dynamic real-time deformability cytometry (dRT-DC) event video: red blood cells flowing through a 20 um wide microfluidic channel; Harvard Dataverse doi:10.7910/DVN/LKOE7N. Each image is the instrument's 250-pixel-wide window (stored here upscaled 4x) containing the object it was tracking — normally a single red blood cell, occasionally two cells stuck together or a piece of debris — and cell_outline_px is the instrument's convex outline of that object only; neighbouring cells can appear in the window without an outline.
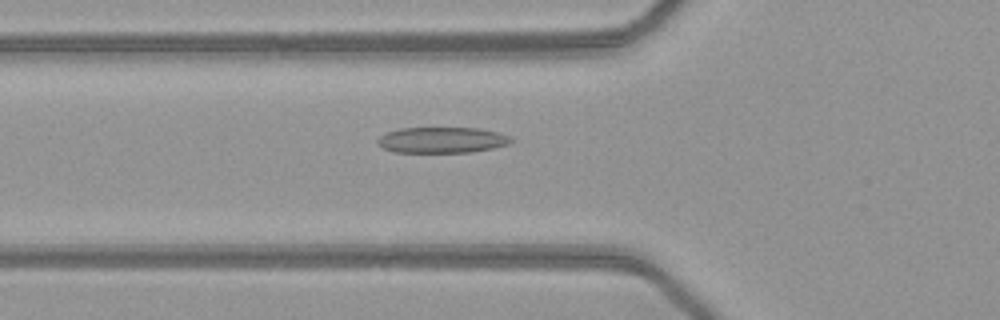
{"species": "common noctule bat (a hibernating species)", "species_latin": "Nyctalus noctula", "temperature_condition": "warm", "stored_images_in_passage": 40, "camera_frame_rate_fps": 3000, "um_per_image_px": 0.085, "animal": {"sex": "female", "body_mass_g": 21.9}, "frame": {"image": 1, "passage_image": 10, "time_ms": 3.0, "image_size_px": [1000, 320], "cell_outline_px": [[512, 140], [508, 144], [492, 148], [468, 152], [396, 152], [384, 148], [376, 140], [380, 136], [388, 132], [400, 128], [480, 128], [496, 132], [508, 136]], "centroid_in_image_um": [37.55, 11.89], "position_along_channel_um": 88.2, "area_um2": 19.77}}
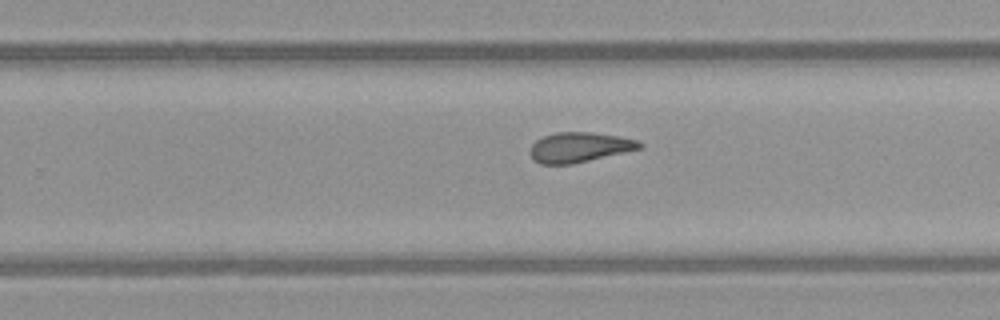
{"frame": {"image": 2, "passage_image": 24, "time_ms": 7.667, "image_size_px": [1000, 320], "cell_outline_px": [[644, 144], [640, 148], [572, 164], [540, 164], [532, 160], [528, 152], [532, 144], [536, 140], [544, 136], [556, 132], [592, 132], [616, 136], [636, 140]], "centroid_in_image_um": [49.16, 12.52], "position_along_channel_um": 280.6, "area_um2": 18.96}}
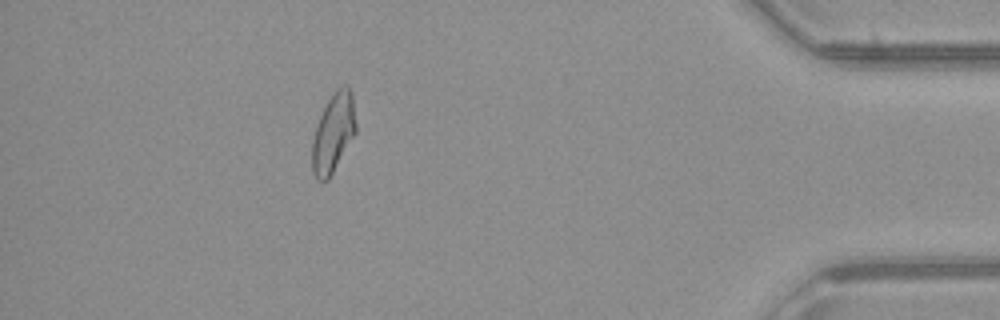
{"frame": {"image": 3, "passage_image": 37, "time_ms": 12.0, "image_size_px": [1000, 320], "cell_outline_px": [[356, 132], [328, 180], [316, 180], [312, 172], [312, 140], [316, 124], [328, 100], [336, 88], [344, 84], [348, 84], [352, 92], [356, 124]], "centroid_in_image_um": [28.33, 11.27], "position_along_channel_um": 406.9, "area_um2": 20.23}, "authors_computed_cell_mechanics": {"area_um2": 19.652, "velocity_mm_per_s": 4.0992, "shape_relaxation_time_tau1_ms": null, "shape_relaxation_time_tau2_ms": 3.0668, "deformation_change_tau1": null, "deformation_change_tau2": 0.1262}}